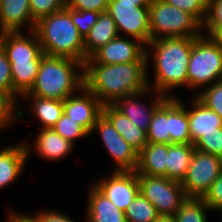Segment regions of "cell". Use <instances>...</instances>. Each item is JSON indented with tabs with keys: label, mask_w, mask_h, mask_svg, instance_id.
Wrapping results in <instances>:
<instances>
[{
	"label": "cell",
	"mask_w": 222,
	"mask_h": 222,
	"mask_svg": "<svg viewBox=\"0 0 222 222\" xmlns=\"http://www.w3.org/2000/svg\"><path fill=\"white\" fill-rule=\"evenodd\" d=\"M45 55L66 57L84 63V39L71 20V8L39 19L34 29Z\"/></svg>",
	"instance_id": "cell-4"
},
{
	"label": "cell",
	"mask_w": 222,
	"mask_h": 222,
	"mask_svg": "<svg viewBox=\"0 0 222 222\" xmlns=\"http://www.w3.org/2000/svg\"><path fill=\"white\" fill-rule=\"evenodd\" d=\"M196 38L188 37H171L159 38L150 41L146 47L147 57V80L148 67L151 63L150 52L154 65V83L153 86L148 82V87L155 89L152 91L158 92L165 97H176L167 92L173 88L187 86L188 64L192 50V44ZM149 51V52H148ZM152 86V87H151Z\"/></svg>",
	"instance_id": "cell-2"
},
{
	"label": "cell",
	"mask_w": 222,
	"mask_h": 222,
	"mask_svg": "<svg viewBox=\"0 0 222 222\" xmlns=\"http://www.w3.org/2000/svg\"><path fill=\"white\" fill-rule=\"evenodd\" d=\"M94 186L122 211L128 208L139 193L136 171L113 170L108 178L100 179Z\"/></svg>",
	"instance_id": "cell-12"
},
{
	"label": "cell",
	"mask_w": 222,
	"mask_h": 222,
	"mask_svg": "<svg viewBox=\"0 0 222 222\" xmlns=\"http://www.w3.org/2000/svg\"><path fill=\"white\" fill-rule=\"evenodd\" d=\"M149 21L151 41L171 37L198 38L203 32L202 24L192 14L162 0H151Z\"/></svg>",
	"instance_id": "cell-5"
},
{
	"label": "cell",
	"mask_w": 222,
	"mask_h": 222,
	"mask_svg": "<svg viewBox=\"0 0 222 222\" xmlns=\"http://www.w3.org/2000/svg\"><path fill=\"white\" fill-rule=\"evenodd\" d=\"M221 171V158L195 149L187 173L180 182L186 196L202 198Z\"/></svg>",
	"instance_id": "cell-9"
},
{
	"label": "cell",
	"mask_w": 222,
	"mask_h": 222,
	"mask_svg": "<svg viewBox=\"0 0 222 222\" xmlns=\"http://www.w3.org/2000/svg\"><path fill=\"white\" fill-rule=\"evenodd\" d=\"M7 222H38V220L32 215L25 216L20 213L17 214V212H11L8 216Z\"/></svg>",
	"instance_id": "cell-43"
},
{
	"label": "cell",
	"mask_w": 222,
	"mask_h": 222,
	"mask_svg": "<svg viewBox=\"0 0 222 222\" xmlns=\"http://www.w3.org/2000/svg\"><path fill=\"white\" fill-rule=\"evenodd\" d=\"M109 1H138V6L149 7L151 0H109Z\"/></svg>",
	"instance_id": "cell-45"
},
{
	"label": "cell",
	"mask_w": 222,
	"mask_h": 222,
	"mask_svg": "<svg viewBox=\"0 0 222 222\" xmlns=\"http://www.w3.org/2000/svg\"><path fill=\"white\" fill-rule=\"evenodd\" d=\"M8 61L41 60L45 55L34 30L26 35L22 31L0 33Z\"/></svg>",
	"instance_id": "cell-14"
},
{
	"label": "cell",
	"mask_w": 222,
	"mask_h": 222,
	"mask_svg": "<svg viewBox=\"0 0 222 222\" xmlns=\"http://www.w3.org/2000/svg\"><path fill=\"white\" fill-rule=\"evenodd\" d=\"M21 97L24 100L30 98L32 113L41 122L43 129L53 128L64 112L62 100L36 96Z\"/></svg>",
	"instance_id": "cell-26"
},
{
	"label": "cell",
	"mask_w": 222,
	"mask_h": 222,
	"mask_svg": "<svg viewBox=\"0 0 222 222\" xmlns=\"http://www.w3.org/2000/svg\"><path fill=\"white\" fill-rule=\"evenodd\" d=\"M194 151L193 144H168L166 178L181 182L190 166Z\"/></svg>",
	"instance_id": "cell-25"
},
{
	"label": "cell",
	"mask_w": 222,
	"mask_h": 222,
	"mask_svg": "<svg viewBox=\"0 0 222 222\" xmlns=\"http://www.w3.org/2000/svg\"><path fill=\"white\" fill-rule=\"evenodd\" d=\"M100 12L82 11L71 9V20L78 29L83 39L87 36L92 26L97 22Z\"/></svg>",
	"instance_id": "cell-38"
},
{
	"label": "cell",
	"mask_w": 222,
	"mask_h": 222,
	"mask_svg": "<svg viewBox=\"0 0 222 222\" xmlns=\"http://www.w3.org/2000/svg\"><path fill=\"white\" fill-rule=\"evenodd\" d=\"M0 92L4 94L16 106V119L21 118L23 112L17 109L18 101H16L17 99L20 98V96L13 90L10 62L8 61L6 52L1 43H0Z\"/></svg>",
	"instance_id": "cell-31"
},
{
	"label": "cell",
	"mask_w": 222,
	"mask_h": 222,
	"mask_svg": "<svg viewBox=\"0 0 222 222\" xmlns=\"http://www.w3.org/2000/svg\"><path fill=\"white\" fill-rule=\"evenodd\" d=\"M96 130L109 156L116 164L114 171H136L138 152L123 139L103 114L97 119L92 133Z\"/></svg>",
	"instance_id": "cell-10"
},
{
	"label": "cell",
	"mask_w": 222,
	"mask_h": 222,
	"mask_svg": "<svg viewBox=\"0 0 222 222\" xmlns=\"http://www.w3.org/2000/svg\"><path fill=\"white\" fill-rule=\"evenodd\" d=\"M168 132L170 134V143L191 144L187 106L176 97H169Z\"/></svg>",
	"instance_id": "cell-24"
},
{
	"label": "cell",
	"mask_w": 222,
	"mask_h": 222,
	"mask_svg": "<svg viewBox=\"0 0 222 222\" xmlns=\"http://www.w3.org/2000/svg\"><path fill=\"white\" fill-rule=\"evenodd\" d=\"M53 130L74 145L76 139L89 135L76 121L64 113L56 122Z\"/></svg>",
	"instance_id": "cell-32"
},
{
	"label": "cell",
	"mask_w": 222,
	"mask_h": 222,
	"mask_svg": "<svg viewBox=\"0 0 222 222\" xmlns=\"http://www.w3.org/2000/svg\"><path fill=\"white\" fill-rule=\"evenodd\" d=\"M87 203V222H127L125 213L91 185Z\"/></svg>",
	"instance_id": "cell-19"
},
{
	"label": "cell",
	"mask_w": 222,
	"mask_h": 222,
	"mask_svg": "<svg viewBox=\"0 0 222 222\" xmlns=\"http://www.w3.org/2000/svg\"><path fill=\"white\" fill-rule=\"evenodd\" d=\"M139 193L157 210L160 216H174L188 198L181 183L166 177L137 174Z\"/></svg>",
	"instance_id": "cell-7"
},
{
	"label": "cell",
	"mask_w": 222,
	"mask_h": 222,
	"mask_svg": "<svg viewBox=\"0 0 222 222\" xmlns=\"http://www.w3.org/2000/svg\"><path fill=\"white\" fill-rule=\"evenodd\" d=\"M20 141L15 146L0 150V190L13 183L23 172L32 149L28 143Z\"/></svg>",
	"instance_id": "cell-16"
},
{
	"label": "cell",
	"mask_w": 222,
	"mask_h": 222,
	"mask_svg": "<svg viewBox=\"0 0 222 222\" xmlns=\"http://www.w3.org/2000/svg\"><path fill=\"white\" fill-rule=\"evenodd\" d=\"M156 222H177L175 216H159Z\"/></svg>",
	"instance_id": "cell-46"
},
{
	"label": "cell",
	"mask_w": 222,
	"mask_h": 222,
	"mask_svg": "<svg viewBox=\"0 0 222 222\" xmlns=\"http://www.w3.org/2000/svg\"><path fill=\"white\" fill-rule=\"evenodd\" d=\"M109 0H66V7L74 10L106 12Z\"/></svg>",
	"instance_id": "cell-40"
},
{
	"label": "cell",
	"mask_w": 222,
	"mask_h": 222,
	"mask_svg": "<svg viewBox=\"0 0 222 222\" xmlns=\"http://www.w3.org/2000/svg\"><path fill=\"white\" fill-rule=\"evenodd\" d=\"M132 39L120 35L96 50L84 63L147 62L146 45L136 38Z\"/></svg>",
	"instance_id": "cell-11"
},
{
	"label": "cell",
	"mask_w": 222,
	"mask_h": 222,
	"mask_svg": "<svg viewBox=\"0 0 222 222\" xmlns=\"http://www.w3.org/2000/svg\"><path fill=\"white\" fill-rule=\"evenodd\" d=\"M169 97H167L152 115L148 130V143L170 144L169 134Z\"/></svg>",
	"instance_id": "cell-28"
},
{
	"label": "cell",
	"mask_w": 222,
	"mask_h": 222,
	"mask_svg": "<svg viewBox=\"0 0 222 222\" xmlns=\"http://www.w3.org/2000/svg\"><path fill=\"white\" fill-rule=\"evenodd\" d=\"M84 87L103 105L148 88L147 62L83 63Z\"/></svg>",
	"instance_id": "cell-1"
},
{
	"label": "cell",
	"mask_w": 222,
	"mask_h": 222,
	"mask_svg": "<svg viewBox=\"0 0 222 222\" xmlns=\"http://www.w3.org/2000/svg\"><path fill=\"white\" fill-rule=\"evenodd\" d=\"M33 216L38 220V222H75L67 215L53 210L39 212L38 214H35Z\"/></svg>",
	"instance_id": "cell-42"
},
{
	"label": "cell",
	"mask_w": 222,
	"mask_h": 222,
	"mask_svg": "<svg viewBox=\"0 0 222 222\" xmlns=\"http://www.w3.org/2000/svg\"><path fill=\"white\" fill-rule=\"evenodd\" d=\"M168 144L148 143L138 153L137 174L166 177Z\"/></svg>",
	"instance_id": "cell-21"
},
{
	"label": "cell",
	"mask_w": 222,
	"mask_h": 222,
	"mask_svg": "<svg viewBox=\"0 0 222 222\" xmlns=\"http://www.w3.org/2000/svg\"><path fill=\"white\" fill-rule=\"evenodd\" d=\"M193 145L197 151L222 159V127L217 128V132L202 134Z\"/></svg>",
	"instance_id": "cell-34"
},
{
	"label": "cell",
	"mask_w": 222,
	"mask_h": 222,
	"mask_svg": "<svg viewBox=\"0 0 222 222\" xmlns=\"http://www.w3.org/2000/svg\"><path fill=\"white\" fill-rule=\"evenodd\" d=\"M77 93L63 101V113L76 121L90 135L97 119L102 115L103 104L84 86Z\"/></svg>",
	"instance_id": "cell-13"
},
{
	"label": "cell",
	"mask_w": 222,
	"mask_h": 222,
	"mask_svg": "<svg viewBox=\"0 0 222 222\" xmlns=\"http://www.w3.org/2000/svg\"><path fill=\"white\" fill-rule=\"evenodd\" d=\"M192 14L201 24L207 16L208 0H162Z\"/></svg>",
	"instance_id": "cell-37"
},
{
	"label": "cell",
	"mask_w": 222,
	"mask_h": 222,
	"mask_svg": "<svg viewBox=\"0 0 222 222\" xmlns=\"http://www.w3.org/2000/svg\"><path fill=\"white\" fill-rule=\"evenodd\" d=\"M35 140V151L41 158H45L48 161L60 160L70 154L74 148V144L65 140L53 128H41Z\"/></svg>",
	"instance_id": "cell-22"
},
{
	"label": "cell",
	"mask_w": 222,
	"mask_h": 222,
	"mask_svg": "<svg viewBox=\"0 0 222 222\" xmlns=\"http://www.w3.org/2000/svg\"><path fill=\"white\" fill-rule=\"evenodd\" d=\"M211 38L222 48V27H220Z\"/></svg>",
	"instance_id": "cell-44"
},
{
	"label": "cell",
	"mask_w": 222,
	"mask_h": 222,
	"mask_svg": "<svg viewBox=\"0 0 222 222\" xmlns=\"http://www.w3.org/2000/svg\"><path fill=\"white\" fill-rule=\"evenodd\" d=\"M151 89L148 87L147 89L134 93L131 95L124 96L119 98L113 106L120 111L123 115H125L129 120L137 126L139 129H142L147 132L152 115L155 112V109L167 98L162 94L156 93L157 96L153 101L145 108L143 103L139 102V98L145 97V95ZM143 95V96H142Z\"/></svg>",
	"instance_id": "cell-15"
},
{
	"label": "cell",
	"mask_w": 222,
	"mask_h": 222,
	"mask_svg": "<svg viewBox=\"0 0 222 222\" xmlns=\"http://www.w3.org/2000/svg\"><path fill=\"white\" fill-rule=\"evenodd\" d=\"M102 114L111 122L123 139L138 153L148 144L147 132L135 126L113 105H103Z\"/></svg>",
	"instance_id": "cell-20"
},
{
	"label": "cell",
	"mask_w": 222,
	"mask_h": 222,
	"mask_svg": "<svg viewBox=\"0 0 222 222\" xmlns=\"http://www.w3.org/2000/svg\"><path fill=\"white\" fill-rule=\"evenodd\" d=\"M207 211H211L202 198L188 197L175 213L177 222H208Z\"/></svg>",
	"instance_id": "cell-29"
},
{
	"label": "cell",
	"mask_w": 222,
	"mask_h": 222,
	"mask_svg": "<svg viewBox=\"0 0 222 222\" xmlns=\"http://www.w3.org/2000/svg\"><path fill=\"white\" fill-rule=\"evenodd\" d=\"M119 33L113 18L109 13L101 12L97 22L84 38L85 60L89 58L96 50L106 45L109 41L118 37Z\"/></svg>",
	"instance_id": "cell-23"
},
{
	"label": "cell",
	"mask_w": 222,
	"mask_h": 222,
	"mask_svg": "<svg viewBox=\"0 0 222 222\" xmlns=\"http://www.w3.org/2000/svg\"><path fill=\"white\" fill-rule=\"evenodd\" d=\"M35 24L29 0L0 1V33L22 31L24 25L31 31L35 29Z\"/></svg>",
	"instance_id": "cell-17"
},
{
	"label": "cell",
	"mask_w": 222,
	"mask_h": 222,
	"mask_svg": "<svg viewBox=\"0 0 222 222\" xmlns=\"http://www.w3.org/2000/svg\"><path fill=\"white\" fill-rule=\"evenodd\" d=\"M202 199L211 211L222 212V171Z\"/></svg>",
	"instance_id": "cell-39"
},
{
	"label": "cell",
	"mask_w": 222,
	"mask_h": 222,
	"mask_svg": "<svg viewBox=\"0 0 222 222\" xmlns=\"http://www.w3.org/2000/svg\"><path fill=\"white\" fill-rule=\"evenodd\" d=\"M16 120V106L0 92V131Z\"/></svg>",
	"instance_id": "cell-41"
},
{
	"label": "cell",
	"mask_w": 222,
	"mask_h": 222,
	"mask_svg": "<svg viewBox=\"0 0 222 222\" xmlns=\"http://www.w3.org/2000/svg\"><path fill=\"white\" fill-rule=\"evenodd\" d=\"M220 27H222V0H208L207 16L202 24L206 34L203 35L211 37Z\"/></svg>",
	"instance_id": "cell-36"
},
{
	"label": "cell",
	"mask_w": 222,
	"mask_h": 222,
	"mask_svg": "<svg viewBox=\"0 0 222 222\" xmlns=\"http://www.w3.org/2000/svg\"><path fill=\"white\" fill-rule=\"evenodd\" d=\"M13 90L19 95L27 93L33 86L41 60L9 61Z\"/></svg>",
	"instance_id": "cell-27"
},
{
	"label": "cell",
	"mask_w": 222,
	"mask_h": 222,
	"mask_svg": "<svg viewBox=\"0 0 222 222\" xmlns=\"http://www.w3.org/2000/svg\"><path fill=\"white\" fill-rule=\"evenodd\" d=\"M83 86L82 62L66 57L44 55L33 86L22 96L64 101Z\"/></svg>",
	"instance_id": "cell-3"
},
{
	"label": "cell",
	"mask_w": 222,
	"mask_h": 222,
	"mask_svg": "<svg viewBox=\"0 0 222 222\" xmlns=\"http://www.w3.org/2000/svg\"><path fill=\"white\" fill-rule=\"evenodd\" d=\"M107 12L120 32L136 38L145 45L151 41L149 7L138 6V1H109Z\"/></svg>",
	"instance_id": "cell-8"
},
{
	"label": "cell",
	"mask_w": 222,
	"mask_h": 222,
	"mask_svg": "<svg viewBox=\"0 0 222 222\" xmlns=\"http://www.w3.org/2000/svg\"><path fill=\"white\" fill-rule=\"evenodd\" d=\"M124 213L127 222H156L160 216L155 207L140 193Z\"/></svg>",
	"instance_id": "cell-30"
},
{
	"label": "cell",
	"mask_w": 222,
	"mask_h": 222,
	"mask_svg": "<svg viewBox=\"0 0 222 222\" xmlns=\"http://www.w3.org/2000/svg\"><path fill=\"white\" fill-rule=\"evenodd\" d=\"M190 101L193 103L192 109L187 108V113L191 144H194L202 134L217 132V128L222 127V118L196 96Z\"/></svg>",
	"instance_id": "cell-18"
},
{
	"label": "cell",
	"mask_w": 222,
	"mask_h": 222,
	"mask_svg": "<svg viewBox=\"0 0 222 222\" xmlns=\"http://www.w3.org/2000/svg\"><path fill=\"white\" fill-rule=\"evenodd\" d=\"M220 80H222V48L211 37L202 34L192 44L187 87L199 91V88L202 89Z\"/></svg>",
	"instance_id": "cell-6"
},
{
	"label": "cell",
	"mask_w": 222,
	"mask_h": 222,
	"mask_svg": "<svg viewBox=\"0 0 222 222\" xmlns=\"http://www.w3.org/2000/svg\"><path fill=\"white\" fill-rule=\"evenodd\" d=\"M32 18L35 22L66 8V0H29Z\"/></svg>",
	"instance_id": "cell-35"
},
{
	"label": "cell",
	"mask_w": 222,
	"mask_h": 222,
	"mask_svg": "<svg viewBox=\"0 0 222 222\" xmlns=\"http://www.w3.org/2000/svg\"><path fill=\"white\" fill-rule=\"evenodd\" d=\"M204 89L199 93L195 92V96L222 118V80Z\"/></svg>",
	"instance_id": "cell-33"
}]
</instances>
